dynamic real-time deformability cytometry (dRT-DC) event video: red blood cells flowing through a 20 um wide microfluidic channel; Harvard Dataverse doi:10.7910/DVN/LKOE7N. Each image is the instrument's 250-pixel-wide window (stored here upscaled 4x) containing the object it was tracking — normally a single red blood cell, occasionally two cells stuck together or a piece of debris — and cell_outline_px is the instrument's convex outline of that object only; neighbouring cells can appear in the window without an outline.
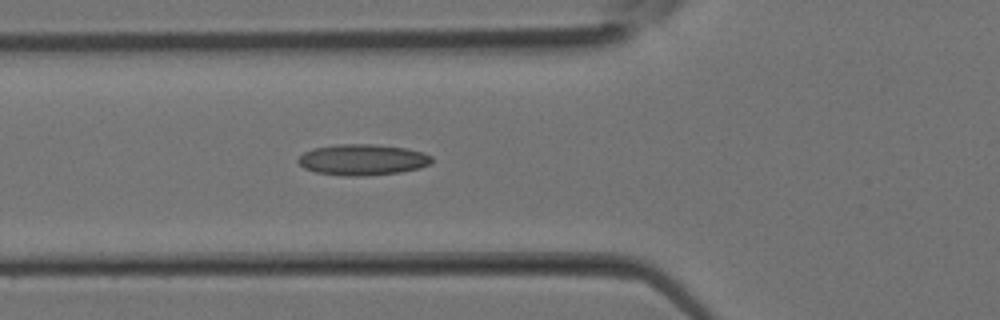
{"species": "Egyptian fruit bat (a non-hibernating species)", "species_latin": "Rousettus aegyptiacus", "temperature_condition": "room temperature", "stored_images_in_passage": 30, "camera_frame_rate_fps": 3000, "um_per_image_px": 0.085, "animal": {"sex": "female"}, "frame": {"image": 1, "passage_image": 11, "time_ms": 3.333, "image_size_px": [1000, 320], "cell_outline_px": [[432, 164], [420, 168], [400, 172], [364, 176], [344, 176], [316, 172], [304, 168], [296, 160], [304, 152], [312, 148], [336, 144], [376, 144], [404, 148], [420, 152], [432, 156]], "centroid_in_image_um": [30.8, 13.58], "position_along_channel_um": 95.0, "area_um2": 24.22}}
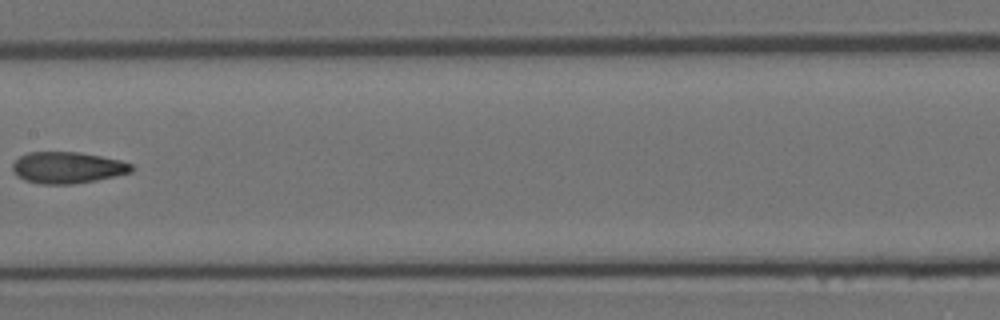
{"frame": {"image": 2, "passage_image": 16, "time_ms": 5.0, "image_size_px": [1000, 320], "cell_outline_px": [[136, 168], [132, 172], [96, 180], [72, 184], [40, 184], [24, 180], [16, 176], [12, 168], [12, 164], [20, 156], [28, 152], [80, 152], [120, 160], [132, 164]], "centroid_in_image_um": [5.74, 14.25], "position_along_channel_um": 201.7, "area_um2": 21.91}}
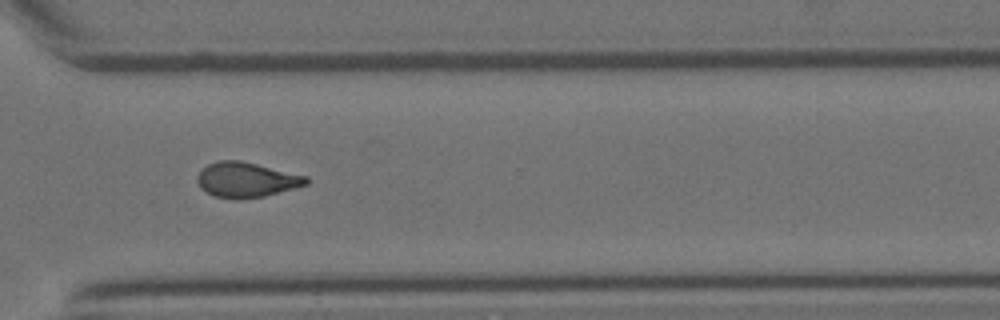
{"frame": {"image": 3, "passage_image": 23, "time_ms": 7.333, "image_size_px": [1000, 320], "cell_outline_px": [[308, 184], [264, 196], [236, 200], [216, 196], [200, 188], [196, 180], [196, 176], [208, 164], [220, 160], [240, 160], [308, 176]], "centroid_in_image_um": [20.93, 15.28], "position_along_channel_um": 349.7, "area_um2": 22.14}}